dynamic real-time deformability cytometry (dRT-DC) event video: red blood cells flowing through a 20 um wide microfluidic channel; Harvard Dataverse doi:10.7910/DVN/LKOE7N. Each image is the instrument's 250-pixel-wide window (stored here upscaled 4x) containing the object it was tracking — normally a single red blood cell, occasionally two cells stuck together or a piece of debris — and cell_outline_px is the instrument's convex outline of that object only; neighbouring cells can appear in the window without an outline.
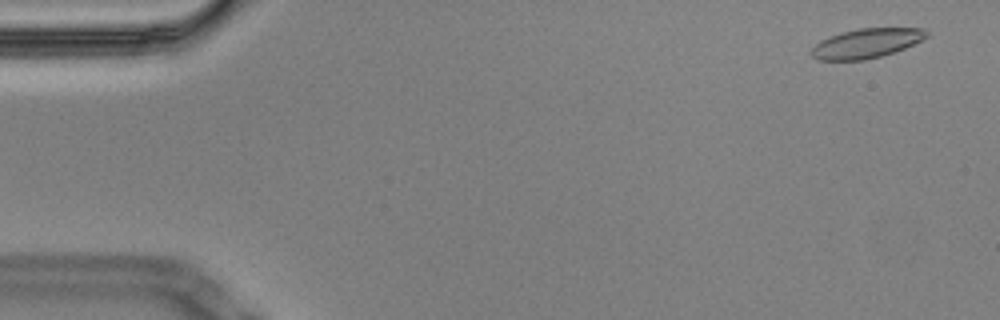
{"species": "Egyptian fruit bat (a non-hibernating species)", "species_latin": "Rousettus aegyptiacus", "temperature_condition": "cold", "stored_images_in_passage": 58, "camera_frame_rate_fps": 3000, "um_per_image_px": 0.085, "animal": {"sex": "male"}, "frame": {"image": 1, "passage_image": 3, "time_ms": 0.667, "image_size_px": [1000, 320], "cell_outline_px": [[928, 36], [904, 48], [880, 56], [864, 60], [820, 60], [812, 56], [812, 48], [820, 40], [844, 32], [860, 28], [924, 28], [928, 32]], "centroid_in_image_um": [73.65, 3.68], "position_along_channel_um": 11.4, "area_um2": 19.36}}
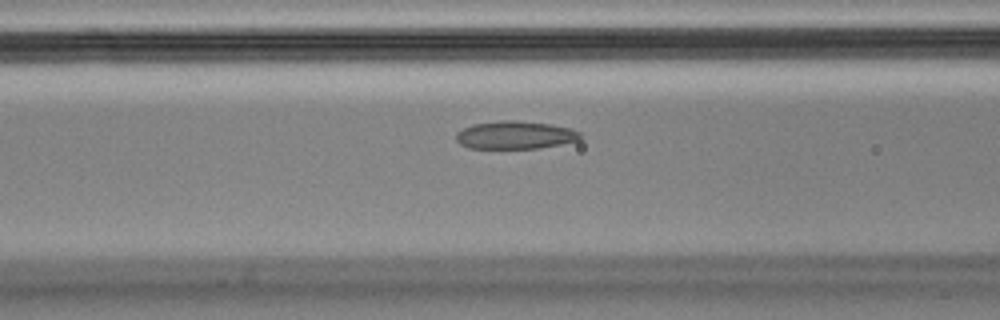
{"frame": {"image": 2, "passage_image": 23, "time_ms": 7.333, "image_size_px": [1000, 320], "cell_outline_px": [[584, 136], [580, 140], [540, 148], [468, 148], [460, 144], [456, 140], [456, 132], [472, 124], [500, 120], [516, 120], [552, 124], [572, 128], [580, 132]], "centroid_in_image_um": [43.82, 11.47], "position_along_channel_um": 122.8, "area_um2": 20.46}}
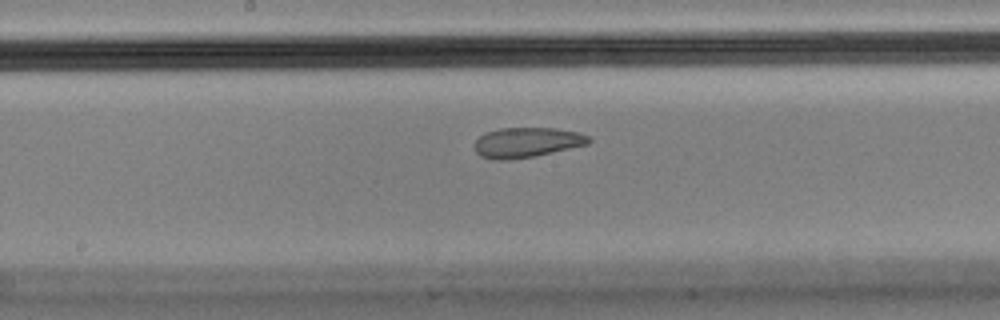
{"frame": {"image": 3, "passage_image": 30, "time_ms": 9.667, "image_size_px": [1000, 320], "cell_outline_px": [[592, 140], [588, 144], [536, 156], [508, 160], [492, 160], [480, 156], [476, 152], [476, 140], [484, 132], [500, 128], [556, 128], [576, 132], [588, 136]], "centroid_in_image_um": [44.76, 12.11], "position_along_channel_um": 203.4, "area_um2": 20.0}, "authors_computed_cell_mechanics": {"area_um2": 21.2126, "velocity_mm_per_s": 3.4451, "shape_relaxation_time_tau1_ms": null, "shape_relaxation_time_tau2_ms": 1.736, "deformation_change_tau1": null, "deformation_change_tau2": 0.0623}}